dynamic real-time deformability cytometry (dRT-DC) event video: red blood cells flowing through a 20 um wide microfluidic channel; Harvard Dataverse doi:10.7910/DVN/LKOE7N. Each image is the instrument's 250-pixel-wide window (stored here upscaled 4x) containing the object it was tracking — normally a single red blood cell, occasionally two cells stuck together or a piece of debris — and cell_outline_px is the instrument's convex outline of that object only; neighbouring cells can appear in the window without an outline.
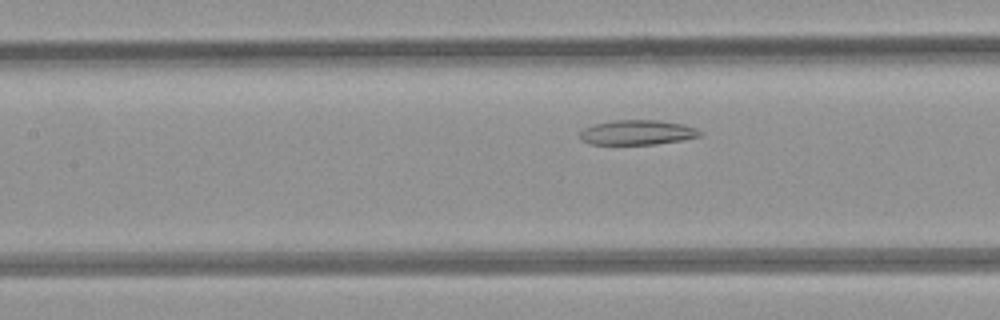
{"species": "common noctule bat (a hibernating species)", "species_latin": "Nyctalus noctula", "temperature_condition": "room temperature", "stored_images_in_passage": 5, "segment_of_instrument_passage": [2, 2], "camera_frame_rate_fps": 3000, "um_per_image_px": 0.085, "animal": {"sex": "female", "body_mass_g": 21.9}, "frame": {"image": 1, "passage_image": 5, "time_ms": 4.667, "image_size_px": [1000, 320], "cell_outline_px": [[704, 132], [700, 136], [680, 140], [656, 144], [592, 144], [580, 140], [580, 132], [584, 128], [596, 124], [612, 120], [660, 120], [684, 124], [696, 128]], "centroid_in_image_um": [54.19, 11.25], "position_along_channel_um": 153.2, "area_um2": 17.34}}